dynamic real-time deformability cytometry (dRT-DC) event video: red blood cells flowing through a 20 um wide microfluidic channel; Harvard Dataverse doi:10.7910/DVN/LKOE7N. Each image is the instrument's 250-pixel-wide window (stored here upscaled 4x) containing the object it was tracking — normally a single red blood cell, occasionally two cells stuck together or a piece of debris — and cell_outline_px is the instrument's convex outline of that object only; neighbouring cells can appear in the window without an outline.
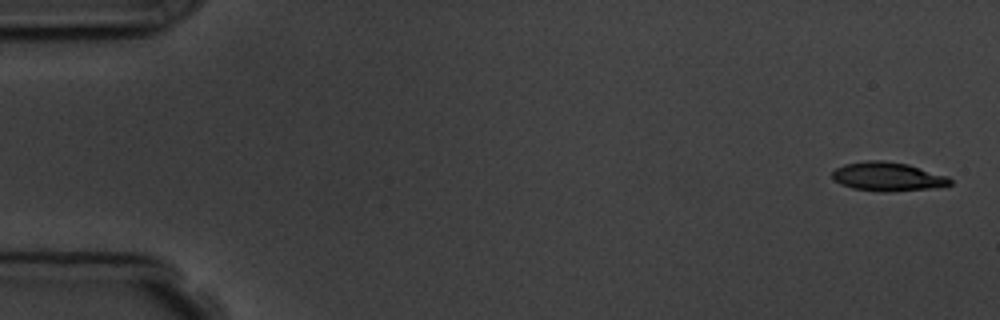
{"species": "common noctule bat (a hibernating species)", "species_latin": "Nyctalus noctula", "temperature_condition": "room temperature", "stored_images_in_passage": 5, "camera_frame_rate_fps": 3000, "um_per_image_px": 0.085, "animal": {"sex": "male", "body_mass_g": 19.5, "forearm_length_mm": 54.6}, "frame": {"image": 1, "passage_image": 1, "time_ms": 0.0, "image_size_px": [1000, 320], "cell_outline_px": [[952, 184], [928, 188], [888, 192], [880, 192], [852, 188], [840, 184], [832, 176], [832, 172], [836, 168], [844, 164], [868, 160], [884, 160], [908, 164], [948, 176], [952, 180]], "centroid_in_image_um": [75.44, 15.0], "position_along_channel_um": 9.6, "area_um2": 19.77}}
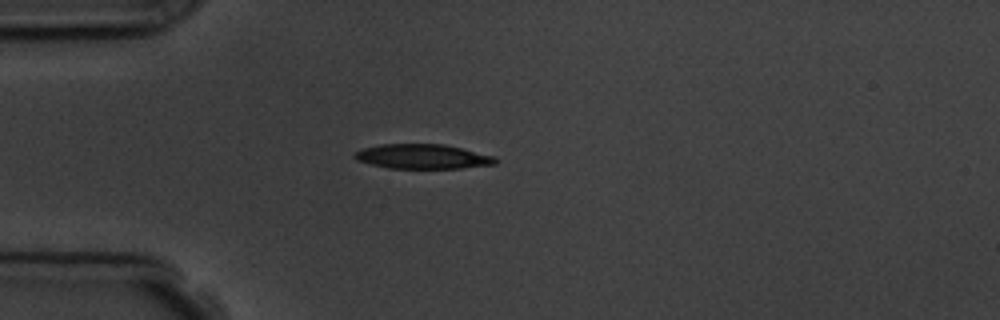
{"frame": {"image": 2, "passage_image": 5, "time_ms": 4.333, "image_size_px": [1000, 320], "cell_outline_px": [[500, 160], [496, 164], [460, 168], [388, 168], [356, 160], [352, 156], [356, 152], [364, 148], [380, 144], [444, 144], [496, 156]], "centroid_in_image_um": [35.97, 13.3], "position_along_channel_um": 49.0, "area_um2": 20.23}}